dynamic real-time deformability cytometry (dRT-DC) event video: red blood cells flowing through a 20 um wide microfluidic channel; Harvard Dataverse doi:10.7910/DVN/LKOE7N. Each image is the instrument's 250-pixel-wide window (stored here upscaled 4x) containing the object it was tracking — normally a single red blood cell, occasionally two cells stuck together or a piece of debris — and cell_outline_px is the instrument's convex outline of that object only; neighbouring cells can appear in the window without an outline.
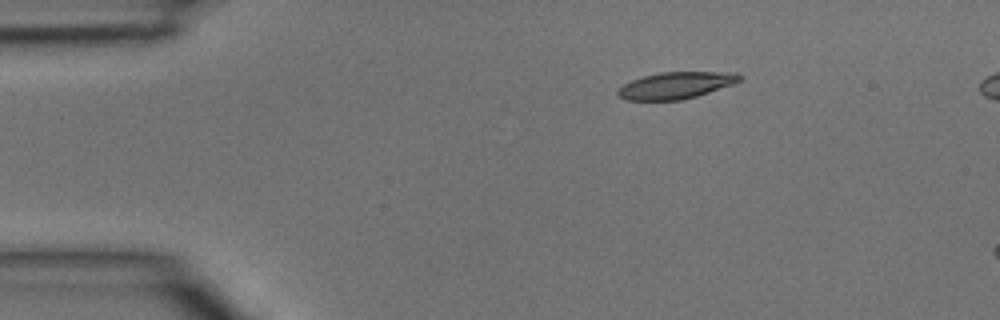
{"species": "common noctule bat (a hibernating species)", "species_latin": "Nyctalus noctula", "temperature_condition": "room temperature", "stored_images_in_passage": 3, "camera_frame_rate_fps": 3000, "um_per_image_px": 0.085, "animal": {"sex": "male", "body_mass_g": 15.6}, "frame": {"image": 1, "passage_image": 1, "time_ms": 0.0, "image_size_px": [1000, 320], "cell_outline_px": [[740, 80], [732, 84], [696, 96], [680, 100], [624, 100], [616, 92], [624, 84], [632, 80], [644, 76], [660, 72], [736, 72], [740, 76]], "centroid_in_image_um": [57.42, 7.25], "position_along_channel_um": 27.6, "area_um2": 18.67}}